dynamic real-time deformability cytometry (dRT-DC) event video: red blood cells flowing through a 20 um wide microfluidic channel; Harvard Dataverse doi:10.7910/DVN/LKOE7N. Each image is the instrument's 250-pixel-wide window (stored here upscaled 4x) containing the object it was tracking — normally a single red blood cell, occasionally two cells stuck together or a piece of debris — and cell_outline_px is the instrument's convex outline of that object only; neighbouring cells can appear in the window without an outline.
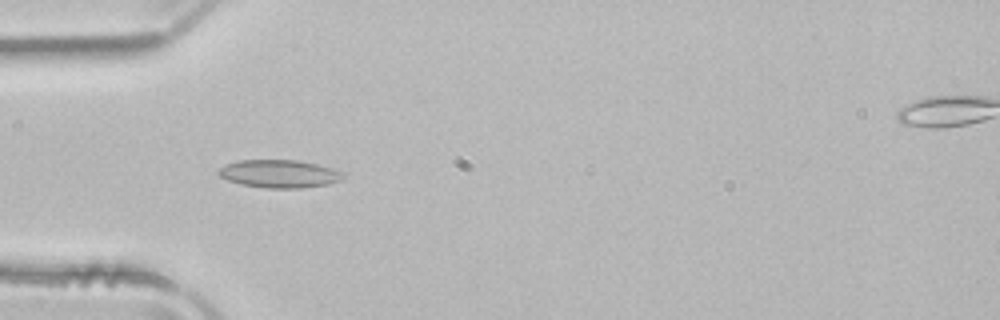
{"species": "common noctule bat (a hibernating species)", "species_latin": "Nyctalus noctula", "temperature_condition": "room temperature", "stored_images_in_passage": 51, "camera_frame_rate_fps": 3000, "um_per_image_px": 0.085, "animal": {"sex": "male", "body_mass_g": 21.5, "forearm_length_mm": 52.0}, "frame": {"image": 1, "passage_image": 16, "time_ms": 5.0, "image_size_px": [1000, 320], "cell_outline_px": [[344, 176], [340, 180], [328, 184], [300, 188], [268, 188], [240, 184], [228, 180], [220, 176], [216, 172], [220, 168], [228, 164], [240, 160], [296, 160], [316, 164], [332, 168], [344, 172]], "centroid_in_image_um": [23.75, 14.77], "position_along_channel_um": 61.3, "area_um2": 20.11}}
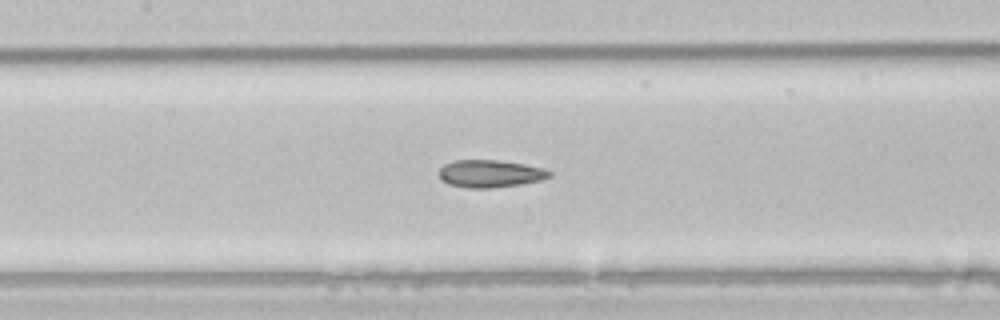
{"frame": {"image": 2, "passage_image": 24, "time_ms": 7.667, "image_size_px": [1000, 320], "cell_outline_px": [[552, 176], [540, 180], [520, 184], [492, 188], [468, 188], [448, 184], [440, 180], [436, 172], [444, 164], [456, 160], [496, 160], [524, 164], [544, 168], [552, 172]], "centroid_in_image_um": [41.62, 14.76], "position_along_channel_um": 165.8, "area_um2": 17.86}}
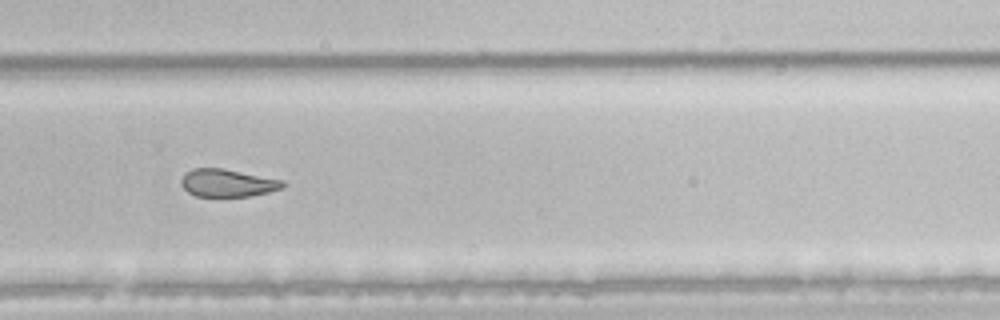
{"frame": {"image": 3, "passage_image": 35, "time_ms": 11.333, "image_size_px": [1000, 320], "cell_outline_px": [[284, 188], [252, 196], [196, 196], [188, 192], [180, 184], [180, 180], [192, 168], [220, 168], [284, 180]], "centroid_in_image_um": [19.35, 15.56], "position_along_channel_um": 310.5, "area_um2": 16.24}, "authors_computed_cell_mechanics": {"area_um2": 20.1144, "velocity_mm_per_s": 3.9628, "shape_relaxation_time_tau1_ms": null, "shape_relaxation_time_tau2_ms": 3.9992, "deformation_change_tau1": null, "deformation_change_tau2": 0.105}}